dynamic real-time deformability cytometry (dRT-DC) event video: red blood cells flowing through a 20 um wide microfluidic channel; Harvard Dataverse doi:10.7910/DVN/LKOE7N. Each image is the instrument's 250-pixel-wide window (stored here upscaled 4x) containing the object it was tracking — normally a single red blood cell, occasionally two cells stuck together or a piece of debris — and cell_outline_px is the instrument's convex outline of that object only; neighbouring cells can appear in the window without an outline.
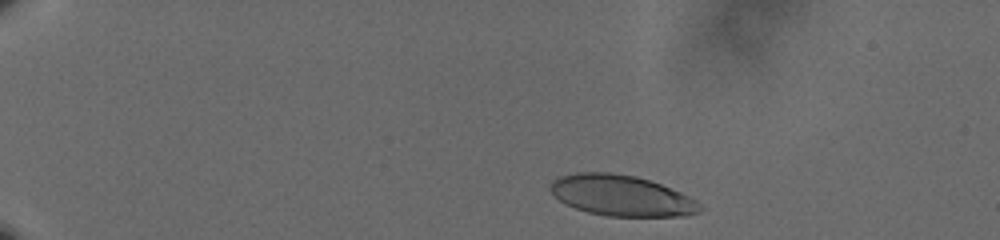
{"species": "human", "species_latin": "Homo sapiens", "temperature_condition": "cold", "stored_images_in_passage": 50, "camera_frame_rate_fps": 3000, "um_per_image_px": 0.085, "donor": {"sex": "male"}, "frame": {"image": 1, "passage_image": 3, "time_ms": 0.667, "image_size_px": [1000, 240], "cell_outline_px": [[704, 208], [700, 212], [688, 216], [608, 216], [588, 212], [576, 208], [560, 200], [548, 188], [552, 180], [560, 176], [576, 172], [608, 172], [636, 176], [660, 184], [680, 192], [696, 200]], "centroid_in_image_um": [52.84, 16.62], "position_along_channel_um": 32.2, "area_um2": 35.49}}
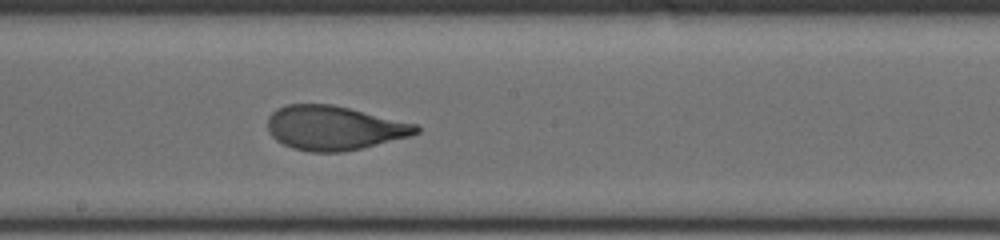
{"frame": {"image": 2, "passage_image": 27, "time_ms": 8.667, "image_size_px": [1000, 240], "cell_outline_px": [[420, 132], [408, 136], [360, 148], [340, 152], [308, 152], [292, 148], [276, 140], [268, 132], [268, 116], [276, 108], [288, 104], [332, 104], [416, 124], [420, 128]], "centroid_in_image_um": [28.34, 10.87], "position_along_channel_um": 219.9, "area_um2": 37.97}}
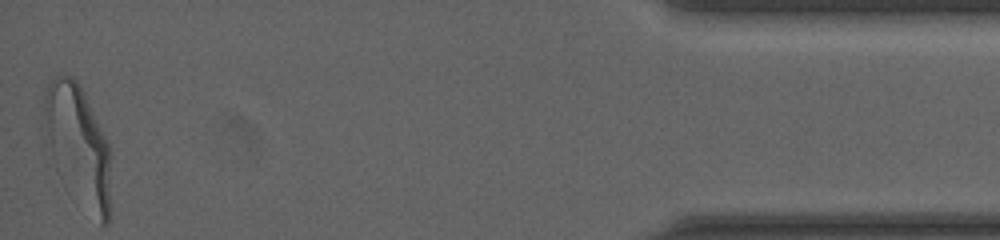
{"frame": {"image": 3, "passage_image": 50, "time_ms": 16.333, "image_size_px": [1000, 240], "cell_outline_px": [[112, 156], [108, 224], [100, 224], [52, 156], [48, 136], [44, 108], [44, 96], [48, 84], [56, 76], [72, 76], [76, 80], [84, 92], [108, 144]], "centroid_in_image_um": [6.71, 12.23], "position_along_channel_um": 428.5, "area_um2": 44.04}, "authors_computed_cell_mechanics": {"area_um2": 38.3503, "velocity_mm_per_s": 3.6104, "shape_relaxation_time_tau1_ms": 5.0101, "shape_relaxation_time_tau2_ms": null, "deformation_change_tau1": 0.2168, "deformation_change_tau2": null}}